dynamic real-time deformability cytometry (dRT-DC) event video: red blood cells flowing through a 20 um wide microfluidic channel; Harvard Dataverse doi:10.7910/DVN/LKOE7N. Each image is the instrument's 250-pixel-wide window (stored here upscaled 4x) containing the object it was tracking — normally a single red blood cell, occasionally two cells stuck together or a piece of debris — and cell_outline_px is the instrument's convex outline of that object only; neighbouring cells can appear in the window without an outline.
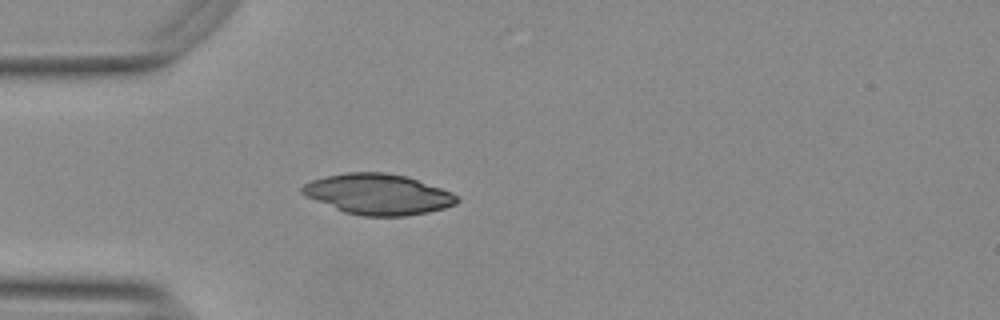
{"species": "Egyptian fruit bat (a non-hibernating species)", "species_latin": "Rousettus aegyptiacus", "temperature_condition": "warm", "stored_images_in_passage": 40, "camera_frame_rate_fps": 3000, "um_per_image_px": 0.085, "animal": {"sex": "female"}, "frame": {"image": 1, "passage_image": 1, "time_ms": 0.0, "image_size_px": [1000, 320], "cell_outline_px": [[460, 200], [456, 204], [444, 208], [428, 212], [404, 216], [360, 216], [344, 212], [316, 200], [300, 192], [300, 188], [304, 184], [312, 180], [328, 176], [348, 172], [384, 172], [408, 176], [452, 192], [460, 196]], "centroid_in_image_um": [32.19, 16.51], "position_along_channel_um": 52.8, "area_um2": 36.59}}
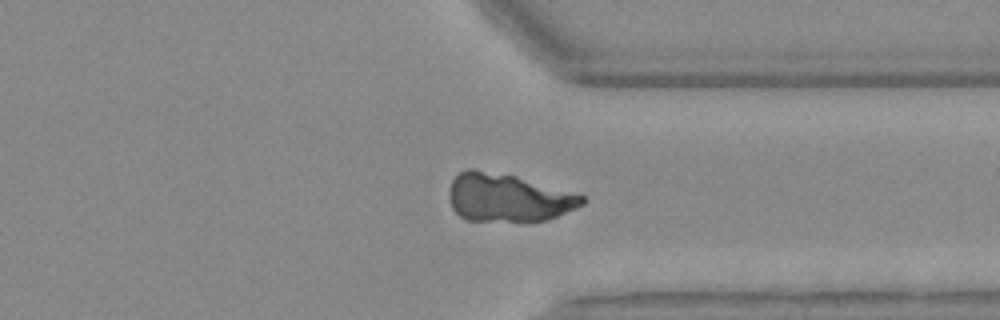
{"frame": {"image": 2, "passage_image": 27, "time_ms": 8.667, "image_size_px": [1000, 320], "cell_outline_px": [[584, 204], [576, 208], [556, 216], [544, 220], [468, 220], [460, 216], [452, 208], [448, 196], [448, 192], [452, 180], [464, 168], [472, 168], [516, 176], [584, 196]], "centroid_in_image_um": [43.12, 16.78], "position_along_channel_um": 368.3, "area_um2": 36.7}}
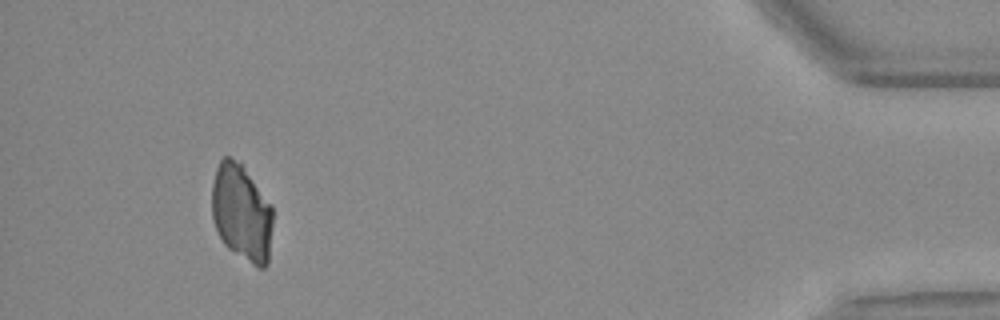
{"frame": {"image": 3, "passage_image": 36, "time_ms": 11.667, "image_size_px": [1000, 320], "cell_outline_px": [[272, 224], [268, 264], [264, 268], [256, 268], [228, 248], [224, 244], [216, 228], [212, 216], [212, 184], [216, 168], [220, 160], [224, 156], [228, 156], [240, 160], [272, 204]], "centroid_in_image_um": [20.55, 18.05], "position_along_channel_um": 414.7, "area_um2": 34.91}}